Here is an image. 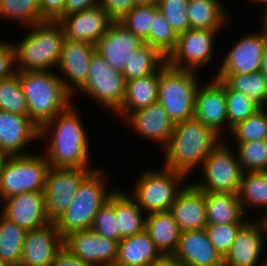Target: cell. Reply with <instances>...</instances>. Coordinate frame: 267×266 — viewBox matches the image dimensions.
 <instances>
[{
    "mask_svg": "<svg viewBox=\"0 0 267 266\" xmlns=\"http://www.w3.org/2000/svg\"><path fill=\"white\" fill-rule=\"evenodd\" d=\"M80 119L78 112L71 104L66 110L39 128L40 139L51 131V134L48 133L51 135L50 138L48 137L50 139L48 140V149L45 154L43 153L50 167L93 168L88 166L90 165V143L87 131Z\"/></svg>",
    "mask_w": 267,
    "mask_h": 266,
    "instance_id": "obj_1",
    "label": "cell"
},
{
    "mask_svg": "<svg viewBox=\"0 0 267 266\" xmlns=\"http://www.w3.org/2000/svg\"><path fill=\"white\" fill-rule=\"evenodd\" d=\"M221 136L195 117L176 123L165 146L164 166L185 176L196 167L221 142Z\"/></svg>",
    "mask_w": 267,
    "mask_h": 266,
    "instance_id": "obj_2",
    "label": "cell"
},
{
    "mask_svg": "<svg viewBox=\"0 0 267 266\" xmlns=\"http://www.w3.org/2000/svg\"><path fill=\"white\" fill-rule=\"evenodd\" d=\"M53 72V70L17 72L27 101L29 118L38 128L73 104V101L71 103L73 97L66 90L61 76Z\"/></svg>",
    "mask_w": 267,
    "mask_h": 266,
    "instance_id": "obj_3",
    "label": "cell"
},
{
    "mask_svg": "<svg viewBox=\"0 0 267 266\" xmlns=\"http://www.w3.org/2000/svg\"><path fill=\"white\" fill-rule=\"evenodd\" d=\"M29 34L17 45L15 51L16 68L20 71L51 70L59 61L64 32L58 22L44 21L29 26Z\"/></svg>",
    "mask_w": 267,
    "mask_h": 266,
    "instance_id": "obj_4",
    "label": "cell"
},
{
    "mask_svg": "<svg viewBox=\"0 0 267 266\" xmlns=\"http://www.w3.org/2000/svg\"><path fill=\"white\" fill-rule=\"evenodd\" d=\"M103 175L100 168L92 171L79 185L68 208L55 221L63 238L75 231L91 229L95 215L115 191L107 190Z\"/></svg>",
    "mask_w": 267,
    "mask_h": 266,
    "instance_id": "obj_5",
    "label": "cell"
},
{
    "mask_svg": "<svg viewBox=\"0 0 267 266\" xmlns=\"http://www.w3.org/2000/svg\"><path fill=\"white\" fill-rule=\"evenodd\" d=\"M198 86L195 71L173 68L166 61L160 66L158 102L174 124L194 117Z\"/></svg>",
    "mask_w": 267,
    "mask_h": 266,
    "instance_id": "obj_6",
    "label": "cell"
},
{
    "mask_svg": "<svg viewBox=\"0 0 267 266\" xmlns=\"http://www.w3.org/2000/svg\"><path fill=\"white\" fill-rule=\"evenodd\" d=\"M50 164L43 154L9 156L0 170V199L26 192H43Z\"/></svg>",
    "mask_w": 267,
    "mask_h": 266,
    "instance_id": "obj_7",
    "label": "cell"
},
{
    "mask_svg": "<svg viewBox=\"0 0 267 266\" xmlns=\"http://www.w3.org/2000/svg\"><path fill=\"white\" fill-rule=\"evenodd\" d=\"M148 169L142 172L133 189L132 197L143 213L169 211L177 194L182 189L181 181L186 176L172 169ZM181 186V188H179Z\"/></svg>",
    "mask_w": 267,
    "mask_h": 266,
    "instance_id": "obj_8",
    "label": "cell"
},
{
    "mask_svg": "<svg viewBox=\"0 0 267 266\" xmlns=\"http://www.w3.org/2000/svg\"><path fill=\"white\" fill-rule=\"evenodd\" d=\"M220 142L204 159L201 169L204 179L193 184L205 193H238L243 171L233 148Z\"/></svg>",
    "mask_w": 267,
    "mask_h": 266,
    "instance_id": "obj_9",
    "label": "cell"
},
{
    "mask_svg": "<svg viewBox=\"0 0 267 266\" xmlns=\"http://www.w3.org/2000/svg\"><path fill=\"white\" fill-rule=\"evenodd\" d=\"M80 91L115 114L125 99L126 80L95 51L90 59L88 79Z\"/></svg>",
    "mask_w": 267,
    "mask_h": 266,
    "instance_id": "obj_10",
    "label": "cell"
},
{
    "mask_svg": "<svg viewBox=\"0 0 267 266\" xmlns=\"http://www.w3.org/2000/svg\"><path fill=\"white\" fill-rule=\"evenodd\" d=\"M96 169L50 167L43 190L46 214L50 222L61 217L73 201L81 182Z\"/></svg>",
    "mask_w": 267,
    "mask_h": 266,
    "instance_id": "obj_11",
    "label": "cell"
},
{
    "mask_svg": "<svg viewBox=\"0 0 267 266\" xmlns=\"http://www.w3.org/2000/svg\"><path fill=\"white\" fill-rule=\"evenodd\" d=\"M218 32L188 29L178 36L175 49L166 59V63L176 69L195 72L199 67L207 66L213 58L214 36Z\"/></svg>",
    "mask_w": 267,
    "mask_h": 266,
    "instance_id": "obj_12",
    "label": "cell"
},
{
    "mask_svg": "<svg viewBox=\"0 0 267 266\" xmlns=\"http://www.w3.org/2000/svg\"><path fill=\"white\" fill-rule=\"evenodd\" d=\"M267 46V24L261 31L247 33L230 48L216 75L249 74L260 71L261 59Z\"/></svg>",
    "mask_w": 267,
    "mask_h": 266,
    "instance_id": "obj_13",
    "label": "cell"
},
{
    "mask_svg": "<svg viewBox=\"0 0 267 266\" xmlns=\"http://www.w3.org/2000/svg\"><path fill=\"white\" fill-rule=\"evenodd\" d=\"M63 246L78 259L96 266H114L118 255V241L92 229L68 234L63 238Z\"/></svg>",
    "mask_w": 267,
    "mask_h": 266,
    "instance_id": "obj_14",
    "label": "cell"
},
{
    "mask_svg": "<svg viewBox=\"0 0 267 266\" xmlns=\"http://www.w3.org/2000/svg\"><path fill=\"white\" fill-rule=\"evenodd\" d=\"M95 51V45L64 39L56 68L66 76L68 81L64 79V76L60 78L72 96L76 94L75 90H80L85 85L88 79L90 59Z\"/></svg>",
    "mask_w": 267,
    "mask_h": 266,
    "instance_id": "obj_15",
    "label": "cell"
},
{
    "mask_svg": "<svg viewBox=\"0 0 267 266\" xmlns=\"http://www.w3.org/2000/svg\"><path fill=\"white\" fill-rule=\"evenodd\" d=\"M111 22L107 12L100 5L66 14L58 21L66 39L91 45L97 44L108 31Z\"/></svg>",
    "mask_w": 267,
    "mask_h": 266,
    "instance_id": "obj_16",
    "label": "cell"
},
{
    "mask_svg": "<svg viewBox=\"0 0 267 266\" xmlns=\"http://www.w3.org/2000/svg\"><path fill=\"white\" fill-rule=\"evenodd\" d=\"M257 221L249 219L240 227L224 257V266H257L260 263L258 261L264 248L266 228L262 218ZM260 266H267V258Z\"/></svg>",
    "mask_w": 267,
    "mask_h": 266,
    "instance_id": "obj_17",
    "label": "cell"
},
{
    "mask_svg": "<svg viewBox=\"0 0 267 266\" xmlns=\"http://www.w3.org/2000/svg\"><path fill=\"white\" fill-rule=\"evenodd\" d=\"M144 42L120 21H112L108 31L97 42L96 52L114 70L123 73L130 55Z\"/></svg>",
    "mask_w": 267,
    "mask_h": 266,
    "instance_id": "obj_18",
    "label": "cell"
},
{
    "mask_svg": "<svg viewBox=\"0 0 267 266\" xmlns=\"http://www.w3.org/2000/svg\"><path fill=\"white\" fill-rule=\"evenodd\" d=\"M62 247L63 237L55 222L28 230L22 247L20 266H51Z\"/></svg>",
    "mask_w": 267,
    "mask_h": 266,
    "instance_id": "obj_19",
    "label": "cell"
},
{
    "mask_svg": "<svg viewBox=\"0 0 267 266\" xmlns=\"http://www.w3.org/2000/svg\"><path fill=\"white\" fill-rule=\"evenodd\" d=\"M194 117L221 135L228 129L225 83L214 77L205 87L197 88ZM225 123V124H224Z\"/></svg>",
    "mask_w": 267,
    "mask_h": 266,
    "instance_id": "obj_20",
    "label": "cell"
},
{
    "mask_svg": "<svg viewBox=\"0 0 267 266\" xmlns=\"http://www.w3.org/2000/svg\"><path fill=\"white\" fill-rule=\"evenodd\" d=\"M1 214L26 231L41 228L50 223L45 209L43 192H26L4 199Z\"/></svg>",
    "mask_w": 267,
    "mask_h": 266,
    "instance_id": "obj_21",
    "label": "cell"
},
{
    "mask_svg": "<svg viewBox=\"0 0 267 266\" xmlns=\"http://www.w3.org/2000/svg\"><path fill=\"white\" fill-rule=\"evenodd\" d=\"M173 256L185 266H224L205 229L183 231Z\"/></svg>",
    "mask_w": 267,
    "mask_h": 266,
    "instance_id": "obj_22",
    "label": "cell"
},
{
    "mask_svg": "<svg viewBox=\"0 0 267 266\" xmlns=\"http://www.w3.org/2000/svg\"><path fill=\"white\" fill-rule=\"evenodd\" d=\"M38 138L39 128L29 116L0 110V149L8 156L27 155L23 149Z\"/></svg>",
    "mask_w": 267,
    "mask_h": 266,
    "instance_id": "obj_23",
    "label": "cell"
},
{
    "mask_svg": "<svg viewBox=\"0 0 267 266\" xmlns=\"http://www.w3.org/2000/svg\"><path fill=\"white\" fill-rule=\"evenodd\" d=\"M124 120H127L126 123L137 131L140 137L157 141L164 148L171 138L175 125L159 102L130 113Z\"/></svg>",
    "mask_w": 267,
    "mask_h": 266,
    "instance_id": "obj_24",
    "label": "cell"
},
{
    "mask_svg": "<svg viewBox=\"0 0 267 266\" xmlns=\"http://www.w3.org/2000/svg\"><path fill=\"white\" fill-rule=\"evenodd\" d=\"M169 211L181 232L207 226L205 192L194 184L182 187Z\"/></svg>",
    "mask_w": 267,
    "mask_h": 266,
    "instance_id": "obj_25",
    "label": "cell"
},
{
    "mask_svg": "<svg viewBox=\"0 0 267 266\" xmlns=\"http://www.w3.org/2000/svg\"><path fill=\"white\" fill-rule=\"evenodd\" d=\"M163 255L146 230L118 241V255L114 266H152Z\"/></svg>",
    "mask_w": 267,
    "mask_h": 266,
    "instance_id": "obj_26",
    "label": "cell"
},
{
    "mask_svg": "<svg viewBox=\"0 0 267 266\" xmlns=\"http://www.w3.org/2000/svg\"><path fill=\"white\" fill-rule=\"evenodd\" d=\"M160 67L153 73L126 81V93L116 116L126 118L130 113L158 102Z\"/></svg>",
    "mask_w": 267,
    "mask_h": 266,
    "instance_id": "obj_27",
    "label": "cell"
},
{
    "mask_svg": "<svg viewBox=\"0 0 267 266\" xmlns=\"http://www.w3.org/2000/svg\"><path fill=\"white\" fill-rule=\"evenodd\" d=\"M145 230L163 256L175 253L181 230L170 211L146 214Z\"/></svg>",
    "mask_w": 267,
    "mask_h": 266,
    "instance_id": "obj_28",
    "label": "cell"
},
{
    "mask_svg": "<svg viewBox=\"0 0 267 266\" xmlns=\"http://www.w3.org/2000/svg\"><path fill=\"white\" fill-rule=\"evenodd\" d=\"M207 224L245 223L238 193H205Z\"/></svg>",
    "mask_w": 267,
    "mask_h": 266,
    "instance_id": "obj_29",
    "label": "cell"
},
{
    "mask_svg": "<svg viewBox=\"0 0 267 266\" xmlns=\"http://www.w3.org/2000/svg\"><path fill=\"white\" fill-rule=\"evenodd\" d=\"M142 212L131 196L124 191L115 190V218H117L119 241L145 230L146 214Z\"/></svg>",
    "mask_w": 267,
    "mask_h": 266,
    "instance_id": "obj_30",
    "label": "cell"
},
{
    "mask_svg": "<svg viewBox=\"0 0 267 266\" xmlns=\"http://www.w3.org/2000/svg\"><path fill=\"white\" fill-rule=\"evenodd\" d=\"M219 0H189L187 13L190 29L219 31L228 23L227 14Z\"/></svg>",
    "mask_w": 267,
    "mask_h": 266,
    "instance_id": "obj_31",
    "label": "cell"
},
{
    "mask_svg": "<svg viewBox=\"0 0 267 266\" xmlns=\"http://www.w3.org/2000/svg\"><path fill=\"white\" fill-rule=\"evenodd\" d=\"M231 90L248 96L260 108L267 107V79L260 72L235 75H215ZM266 106V107H265Z\"/></svg>",
    "mask_w": 267,
    "mask_h": 266,
    "instance_id": "obj_32",
    "label": "cell"
},
{
    "mask_svg": "<svg viewBox=\"0 0 267 266\" xmlns=\"http://www.w3.org/2000/svg\"><path fill=\"white\" fill-rule=\"evenodd\" d=\"M26 230L0 213V261L20 266Z\"/></svg>",
    "mask_w": 267,
    "mask_h": 266,
    "instance_id": "obj_33",
    "label": "cell"
},
{
    "mask_svg": "<svg viewBox=\"0 0 267 266\" xmlns=\"http://www.w3.org/2000/svg\"><path fill=\"white\" fill-rule=\"evenodd\" d=\"M238 199L243 211L246 206L267 207V171L243 172Z\"/></svg>",
    "mask_w": 267,
    "mask_h": 266,
    "instance_id": "obj_34",
    "label": "cell"
},
{
    "mask_svg": "<svg viewBox=\"0 0 267 266\" xmlns=\"http://www.w3.org/2000/svg\"><path fill=\"white\" fill-rule=\"evenodd\" d=\"M166 59L149 44L144 43L130 55L122 75L126 81L153 74Z\"/></svg>",
    "mask_w": 267,
    "mask_h": 266,
    "instance_id": "obj_35",
    "label": "cell"
},
{
    "mask_svg": "<svg viewBox=\"0 0 267 266\" xmlns=\"http://www.w3.org/2000/svg\"><path fill=\"white\" fill-rule=\"evenodd\" d=\"M0 110L29 116V109L18 73L0 80Z\"/></svg>",
    "mask_w": 267,
    "mask_h": 266,
    "instance_id": "obj_36",
    "label": "cell"
},
{
    "mask_svg": "<svg viewBox=\"0 0 267 266\" xmlns=\"http://www.w3.org/2000/svg\"><path fill=\"white\" fill-rule=\"evenodd\" d=\"M178 36L173 31L163 14L158 10L153 19V23L148 38L144 43L149 44L165 59L174 51Z\"/></svg>",
    "mask_w": 267,
    "mask_h": 266,
    "instance_id": "obj_37",
    "label": "cell"
},
{
    "mask_svg": "<svg viewBox=\"0 0 267 266\" xmlns=\"http://www.w3.org/2000/svg\"><path fill=\"white\" fill-rule=\"evenodd\" d=\"M0 18L18 19L26 26L44 22L41 19L39 0H2Z\"/></svg>",
    "mask_w": 267,
    "mask_h": 266,
    "instance_id": "obj_38",
    "label": "cell"
},
{
    "mask_svg": "<svg viewBox=\"0 0 267 266\" xmlns=\"http://www.w3.org/2000/svg\"><path fill=\"white\" fill-rule=\"evenodd\" d=\"M243 172L267 171V140L235 142Z\"/></svg>",
    "mask_w": 267,
    "mask_h": 266,
    "instance_id": "obj_39",
    "label": "cell"
},
{
    "mask_svg": "<svg viewBox=\"0 0 267 266\" xmlns=\"http://www.w3.org/2000/svg\"><path fill=\"white\" fill-rule=\"evenodd\" d=\"M157 4H136L120 22L143 42L148 38Z\"/></svg>",
    "mask_w": 267,
    "mask_h": 266,
    "instance_id": "obj_40",
    "label": "cell"
},
{
    "mask_svg": "<svg viewBox=\"0 0 267 266\" xmlns=\"http://www.w3.org/2000/svg\"><path fill=\"white\" fill-rule=\"evenodd\" d=\"M267 108H260L253 115L234 126L230 134L236 142L267 140Z\"/></svg>",
    "mask_w": 267,
    "mask_h": 266,
    "instance_id": "obj_41",
    "label": "cell"
},
{
    "mask_svg": "<svg viewBox=\"0 0 267 266\" xmlns=\"http://www.w3.org/2000/svg\"><path fill=\"white\" fill-rule=\"evenodd\" d=\"M225 97L228 114V133L238 123L253 115L260 107L255 104L248 96L241 92L231 90L225 84Z\"/></svg>",
    "mask_w": 267,
    "mask_h": 266,
    "instance_id": "obj_42",
    "label": "cell"
},
{
    "mask_svg": "<svg viewBox=\"0 0 267 266\" xmlns=\"http://www.w3.org/2000/svg\"><path fill=\"white\" fill-rule=\"evenodd\" d=\"M189 0H158V10L163 14L177 36L190 29L187 13Z\"/></svg>",
    "mask_w": 267,
    "mask_h": 266,
    "instance_id": "obj_43",
    "label": "cell"
},
{
    "mask_svg": "<svg viewBox=\"0 0 267 266\" xmlns=\"http://www.w3.org/2000/svg\"><path fill=\"white\" fill-rule=\"evenodd\" d=\"M115 191L95 215L91 229L103 237L119 241L117 218H115Z\"/></svg>",
    "mask_w": 267,
    "mask_h": 266,
    "instance_id": "obj_44",
    "label": "cell"
},
{
    "mask_svg": "<svg viewBox=\"0 0 267 266\" xmlns=\"http://www.w3.org/2000/svg\"><path fill=\"white\" fill-rule=\"evenodd\" d=\"M244 223L207 224L205 230L215 249L224 258L230 250L238 230Z\"/></svg>",
    "mask_w": 267,
    "mask_h": 266,
    "instance_id": "obj_45",
    "label": "cell"
},
{
    "mask_svg": "<svg viewBox=\"0 0 267 266\" xmlns=\"http://www.w3.org/2000/svg\"><path fill=\"white\" fill-rule=\"evenodd\" d=\"M16 65L15 51L12 43L0 41V80L7 79L18 71Z\"/></svg>",
    "mask_w": 267,
    "mask_h": 266,
    "instance_id": "obj_46",
    "label": "cell"
},
{
    "mask_svg": "<svg viewBox=\"0 0 267 266\" xmlns=\"http://www.w3.org/2000/svg\"><path fill=\"white\" fill-rule=\"evenodd\" d=\"M66 0H39L41 19L58 22L65 15Z\"/></svg>",
    "mask_w": 267,
    "mask_h": 266,
    "instance_id": "obj_47",
    "label": "cell"
},
{
    "mask_svg": "<svg viewBox=\"0 0 267 266\" xmlns=\"http://www.w3.org/2000/svg\"><path fill=\"white\" fill-rule=\"evenodd\" d=\"M99 5L104 8L112 21H120L136 3L133 0H100Z\"/></svg>",
    "mask_w": 267,
    "mask_h": 266,
    "instance_id": "obj_48",
    "label": "cell"
},
{
    "mask_svg": "<svg viewBox=\"0 0 267 266\" xmlns=\"http://www.w3.org/2000/svg\"><path fill=\"white\" fill-rule=\"evenodd\" d=\"M51 266H96L93 263L78 259L66 247H62L56 254Z\"/></svg>",
    "mask_w": 267,
    "mask_h": 266,
    "instance_id": "obj_49",
    "label": "cell"
},
{
    "mask_svg": "<svg viewBox=\"0 0 267 266\" xmlns=\"http://www.w3.org/2000/svg\"><path fill=\"white\" fill-rule=\"evenodd\" d=\"M100 0H66L65 15L98 6Z\"/></svg>",
    "mask_w": 267,
    "mask_h": 266,
    "instance_id": "obj_50",
    "label": "cell"
},
{
    "mask_svg": "<svg viewBox=\"0 0 267 266\" xmlns=\"http://www.w3.org/2000/svg\"><path fill=\"white\" fill-rule=\"evenodd\" d=\"M152 266H185L182 262L176 259L173 255H164L157 261H155Z\"/></svg>",
    "mask_w": 267,
    "mask_h": 266,
    "instance_id": "obj_51",
    "label": "cell"
},
{
    "mask_svg": "<svg viewBox=\"0 0 267 266\" xmlns=\"http://www.w3.org/2000/svg\"><path fill=\"white\" fill-rule=\"evenodd\" d=\"M260 72L265 76L267 79V46L263 52V56L261 59V64H260Z\"/></svg>",
    "mask_w": 267,
    "mask_h": 266,
    "instance_id": "obj_52",
    "label": "cell"
},
{
    "mask_svg": "<svg viewBox=\"0 0 267 266\" xmlns=\"http://www.w3.org/2000/svg\"><path fill=\"white\" fill-rule=\"evenodd\" d=\"M8 157L9 156L3 150L0 149V170L2 169L6 159Z\"/></svg>",
    "mask_w": 267,
    "mask_h": 266,
    "instance_id": "obj_53",
    "label": "cell"
},
{
    "mask_svg": "<svg viewBox=\"0 0 267 266\" xmlns=\"http://www.w3.org/2000/svg\"><path fill=\"white\" fill-rule=\"evenodd\" d=\"M136 4H142V3H147V4H157L158 0H133Z\"/></svg>",
    "mask_w": 267,
    "mask_h": 266,
    "instance_id": "obj_54",
    "label": "cell"
},
{
    "mask_svg": "<svg viewBox=\"0 0 267 266\" xmlns=\"http://www.w3.org/2000/svg\"><path fill=\"white\" fill-rule=\"evenodd\" d=\"M251 2L253 1V2H257V3H259V4H265V13L267 12V0H250Z\"/></svg>",
    "mask_w": 267,
    "mask_h": 266,
    "instance_id": "obj_55",
    "label": "cell"
},
{
    "mask_svg": "<svg viewBox=\"0 0 267 266\" xmlns=\"http://www.w3.org/2000/svg\"><path fill=\"white\" fill-rule=\"evenodd\" d=\"M264 223H265V228H266V234H267V214H264L262 217Z\"/></svg>",
    "mask_w": 267,
    "mask_h": 266,
    "instance_id": "obj_56",
    "label": "cell"
},
{
    "mask_svg": "<svg viewBox=\"0 0 267 266\" xmlns=\"http://www.w3.org/2000/svg\"><path fill=\"white\" fill-rule=\"evenodd\" d=\"M264 20H263V23H265V24H267V12L265 13V15H264Z\"/></svg>",
    "mask_w": 267,
    "mask_h": 266,
    "instance_id": "obj_57",
    "label": "cell"
},
{
    "mask_svg": "<svg viewBox=\"0 0 267 266\" xmlns=\"http://www.w3.org/2000/svg\"><path fill=\"white\" fill-rule=\"evenodd\" d=\"M0 266H8V265L0 261Z\"/></svg>",
    "mask_w": 267,
    "mask_h": 266,
    "instance_id": "obj_58",
    "label": "cell"
}]
</instances>
